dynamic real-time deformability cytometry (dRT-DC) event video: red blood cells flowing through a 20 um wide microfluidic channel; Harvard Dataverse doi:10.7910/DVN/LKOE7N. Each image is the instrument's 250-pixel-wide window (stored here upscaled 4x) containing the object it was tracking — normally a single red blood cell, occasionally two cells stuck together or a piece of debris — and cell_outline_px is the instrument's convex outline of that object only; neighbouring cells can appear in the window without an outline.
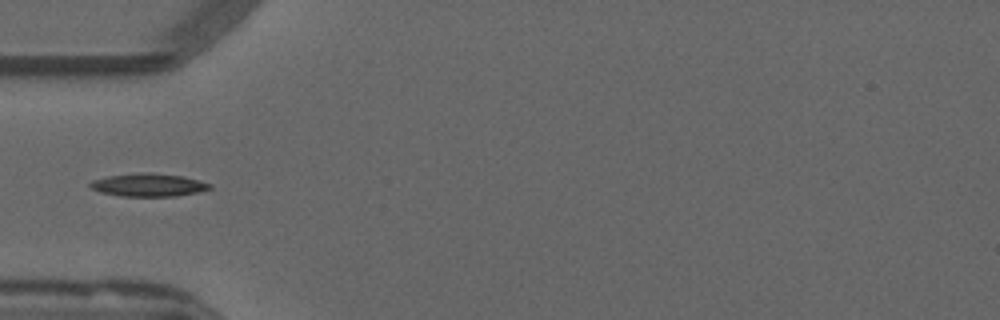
{"species": "common noctule bat (a hibernating species)", "species_latin": "Nyctalus noctula", "temperature_condition": "warm", "stored_images_in_passage": 37, "camera_frame_rate_fps": 3000, "um_per_image_px": 0.085, "animal": {"sex": "male", "forearm_length_mm": 52.5}, "frame": {"image": 1, "passage_image": 1, "time_ms": 0.0, "image_size_px": [1000, 320], "cell_outline_px": [[212, 188], [196, 192], [176, 196], [120, 196], [100, 192], [92, 188], [88, 184], [92, 180], [108, 176], [148, 172], [184, 176], [200, 180], [212, 184]], "centroid_in_image_um": [12.64, 15.72], "position_along_channel_um": 72.4, "area_um2": 15.95}}
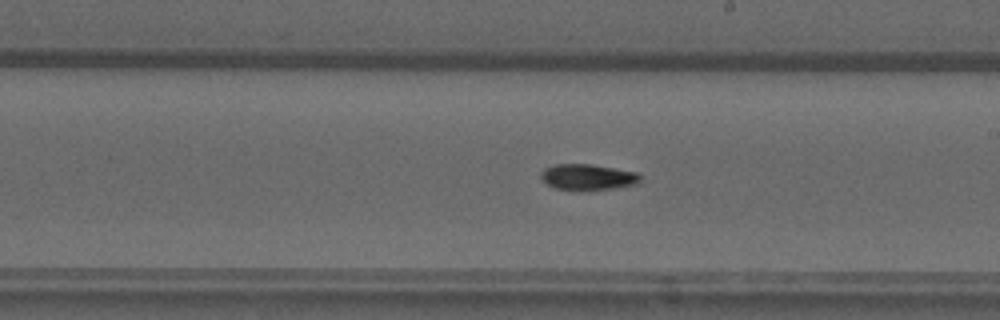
{"frame": {"image": 2, "passage_image": 14, "time_ms": 4.333, "image_size_px": [1000, 320], "cell_outline_px": [[640, 180], [636, 184], [612, 188], [556, 188], [548, 184], [540, 176], [540, 172], [544, 168], [552, 164], [592, 164], [636, 172], [640, 176]], "centroid_in_image_um": [49.94, 15.0], "position_along_channel_um": 239.1, "area_um2": 14.39}}
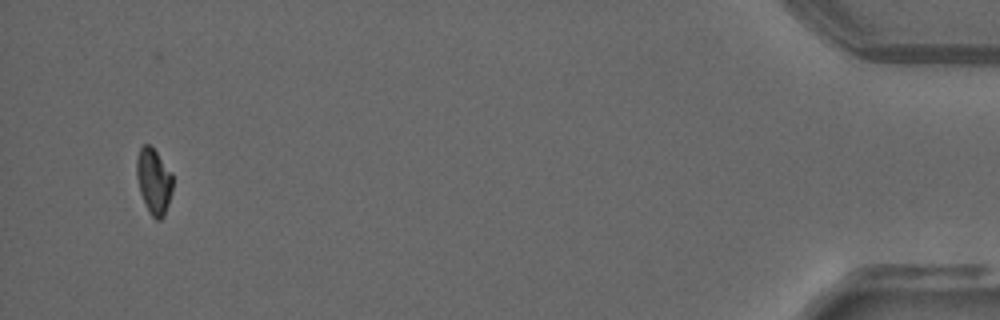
{"frame": {"image": 3, "passage_image": 35, "time_ms": 11.333, "image_size_px": [1000, 320], "cell_outline_px": [[172, 192], [164, 216], [160, 220], [156, 220], [148, 212], [140, 192], [136, 176], [136, 160], [140, 148], [144, 144], [152, 144], [172, 172]], "centroid_in_image_um": [13.07, 15.37], "position_along_channel_um": 422.1, "area_um2": 14.1}}